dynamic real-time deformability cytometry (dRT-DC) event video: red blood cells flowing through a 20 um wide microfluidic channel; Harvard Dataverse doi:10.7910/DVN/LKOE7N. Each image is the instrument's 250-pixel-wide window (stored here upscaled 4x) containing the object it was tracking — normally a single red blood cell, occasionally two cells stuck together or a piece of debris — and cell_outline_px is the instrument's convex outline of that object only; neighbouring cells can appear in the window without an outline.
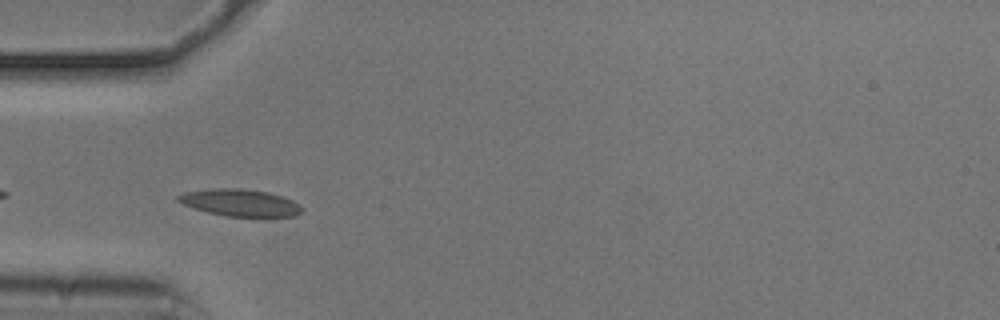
{"species": "common noctule bat (a hibernating species)", "species_latin": "Nyctalus noctula", "temperature_condition": "cold", "stored_images_in_passage": 40, "camera_frame_rate_fps": 3000, "um_per_image_px": 0.085, "animal": {"sex": "male", "body_mass_g": 20.5, "forearm_length_mm": 52.5}, "frame": {"image": 1, "passage_image": 3, "time_ms": 0.667, "image_size_px": [1000, 320], "cell_outline_px": [[304, 208], [296, 216], [224, 216], [192, 208], [176, 200], [176, 196], [184, 192], [212, 188], [240, 188], [268, 192], [292, 200], [300, 204]], "centroid_in_image_um": [20.38, 17.22], "position_along_channel_um": 64.6, "area_um2": 19.48}}
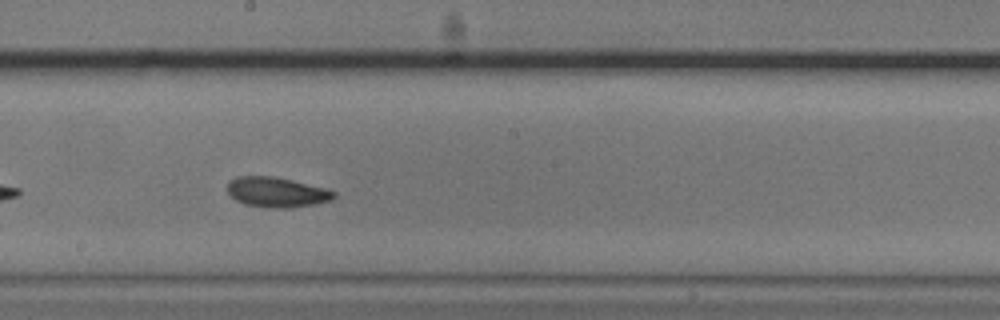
{"frame": {"image": 2, "passage_image": 16, "time_ms": 5.0, "image_size_px": [1000, 320], "cell_outline_px": [[336, 196], [332, 200], [316, 204], [292, 208], [272, 208], [244, 204], [236, 200], [228, 192], [228, 180], [236, 176], [276, 176], [328, 188], [336, 192]], "centroid_in_image_um": [23.56, 16.33], "position_along_channel_um": 224.6, "area_um2": 19.02}}
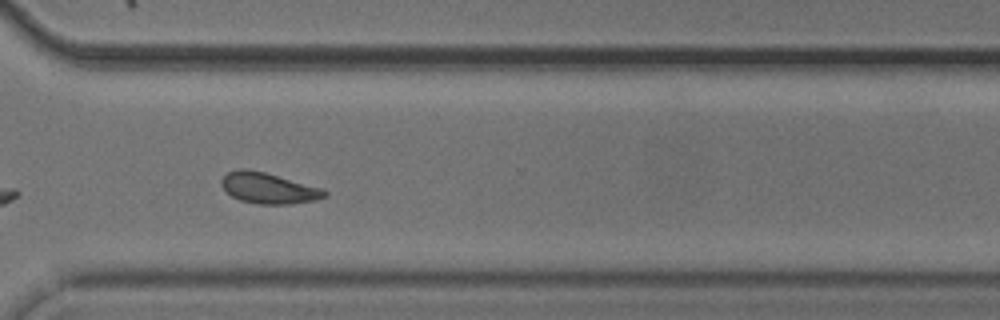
{"frame": {"image": 3, "passage_image": 26, "time_ms": 8.333, "image_size_px": [1000, 320], "cell_outline_px": [[328, 196], [316, 200], [288, 204], [256, 204], [240, 200], [232, 196], [220, 184], [220, 180], [228, 172], [240, 168], [248, 168], [264, 172], [324, 188], [328, 192]], "centroid_in_image_um": [22.85, 15.99], "position_along_channel_um": 347.8, "area_um2": 18.67}, "authors_computed_cell_mechanics": {"area_um2": 18.207, "velocity_mm_per_s": 3.7113, "shape_relaxation_time_tau1_ms": 3.4274, "shape_relaxation_time_tau2_ms": 2.2113, "deformation_change_tau1": 0.1074, "deformation_change_tau2": 0.0752}}